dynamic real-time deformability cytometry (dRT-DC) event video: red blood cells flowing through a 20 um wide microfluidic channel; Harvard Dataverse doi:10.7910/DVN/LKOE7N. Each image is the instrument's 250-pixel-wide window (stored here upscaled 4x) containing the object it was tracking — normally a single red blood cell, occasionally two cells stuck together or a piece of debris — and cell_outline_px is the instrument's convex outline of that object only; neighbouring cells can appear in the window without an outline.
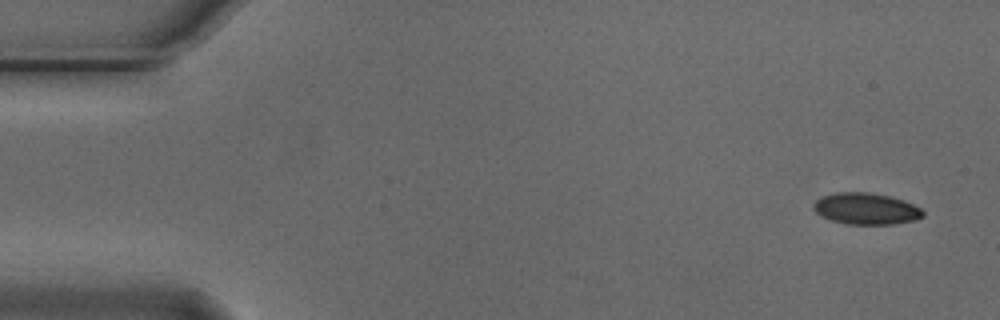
{"species": "Egyptian fruit bat (a non-hibernating species)", "species_latin": "Rousettus aegyptiacus", "temperature_condition": "cold", "stored_images_in_passage": 3, "camera_frame_rate_fps": 3000, "um_per_image_px": 0.085, "animal": {"sex": "male"}, "frame": {"image": 1, "passage_image": 1, "time_ms": 0.0, "image_size_px": [1000, 320], "cell_outline_px": [[924, 216], [916, 220], [892, 224], [848, 224], [832, 220], [820, 216], [812, 208], [812, 204], [820, 196], [836, 192], [868, 192], [888, 196], [904, 200], [920, 208], [924, 212]], "centroid_in_image_um": [73.58, 17.73], "position_along_channel_um": 11.4, "area_um2": 20.17}}